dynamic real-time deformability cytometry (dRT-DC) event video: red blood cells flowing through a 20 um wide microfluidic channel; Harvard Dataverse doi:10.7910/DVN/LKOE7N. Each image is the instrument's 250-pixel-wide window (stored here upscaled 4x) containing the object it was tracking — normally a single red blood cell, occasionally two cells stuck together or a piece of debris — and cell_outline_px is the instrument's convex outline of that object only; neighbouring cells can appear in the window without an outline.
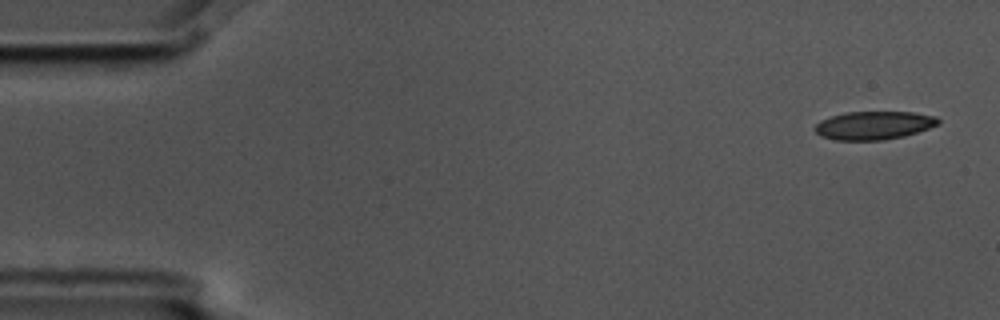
{"species": "common noctule bat (a hibernating species)", "species_latin": "Nyctalus noctula", "temperature_condition": "cold", "stored_images_in_passage": 6, "camera_frame_rate_fps": 3000, "um_per_image_px": 0.085, "animal": {"sex": "male", "body_mass_g": 17.5, "forearm_length_mm": 52.3}, "frame": {"image": 1, "passage_image": 1, "time_ms": 0.0, "image_size_px": [1000, 320], "cell_outline_px": [[940, 124], [904, 136], [884, 140], [832, 140], [820, 136], [812, 128], [820, 120], [832, 116], [848, 112], [912, 112], [936, 116], [940, 120]], "centroid_in_image_um": [74.25, 10.66], "position_along_channel_um": 10.7, "area_um2": 20.4}}
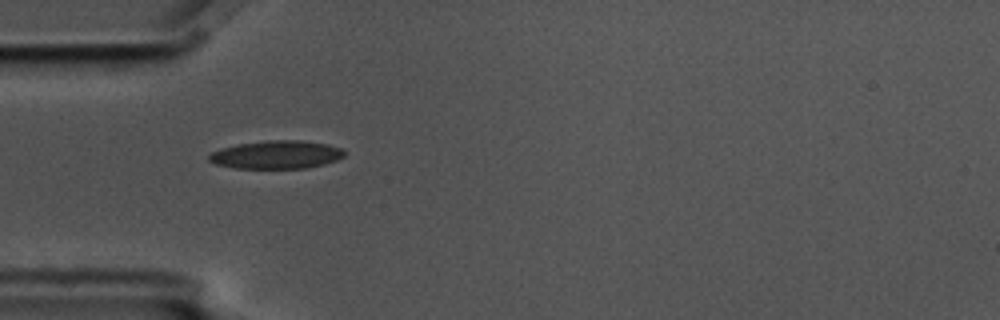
{"frame": {"image": 2, "passage_image": 5, "time_ms": 1.333, "image_size_px": [1000, 320], "cell_outline_px": [[344, 156], [336, 160], [324, 164], [308, 168], [236, 168], [216, 164], [208, 160], [208, 156], [212, 152], [220, 148], [240, 144], [268, 140], [300, 140], [328, 144], [344, 148]], "centroid_in_image_um": [23.52, 13.14], "position_along_channel_um": 61.5, "area_um2": 22.2}}